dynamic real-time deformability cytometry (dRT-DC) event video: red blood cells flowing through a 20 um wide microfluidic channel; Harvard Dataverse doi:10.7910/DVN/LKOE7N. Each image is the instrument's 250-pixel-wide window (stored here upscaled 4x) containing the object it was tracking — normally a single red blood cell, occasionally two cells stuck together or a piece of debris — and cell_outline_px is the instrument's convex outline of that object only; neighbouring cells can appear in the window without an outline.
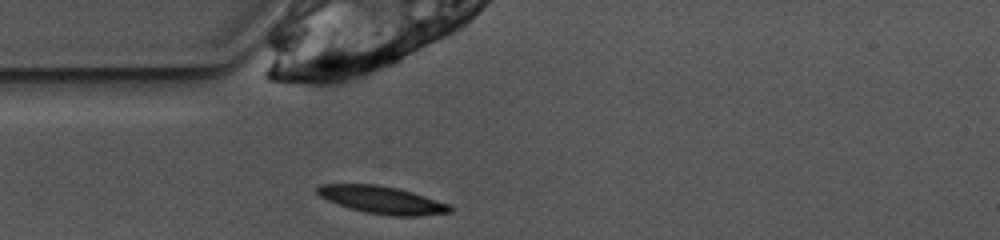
{"species": "common noctule bat (a hibernating species)", "species_latin": "Nyctalus noctula", "temperature_condition": "warm", "stored_images_in_passage": 8, "camera_frame_rate_fps": 3000, "um_per_image_px": 0.085, "animal": {"sex": "female", "body_mass_g": 10.0, "forearm_length_mm": 53.1}, "frame": {"image": 1, "passage_image": 1, "time_ms": 0.0, "image_size_px": [1000, 240], "cell_outline_px": [[452, 212], [416, 216], [392, 216], [364, 212], [328, 200], [320, 196], [316, 192], [316, 188], [320, 184], [376, 184], [396, 188], [412, 192], [452, 204]], "centroid_in_image_um": [32.52, 16.99], "position_along_channel_um": 52.5, "area_um2": 21.15}}
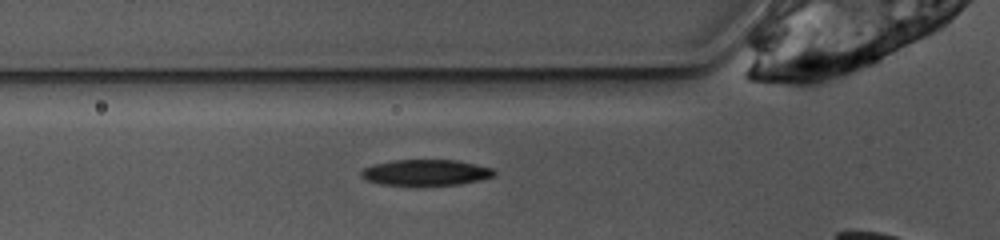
{"frame": {"image": 2, "passage_image": 4, "time_ms": 1.0, "image_size_px": [1000, 240], "cell_outline_px": [[496, 176], [480, 180], [460, 184], [380, 184], [364, 180], [360, 176], [360, 172], [364, 168], [372, 164], [392, 160], [456, 160], [496, 168]], "centroid_in_image_um": [36.21, 14.64], "position_along_channel_um": 89.6, "area_um2": 20.11}}
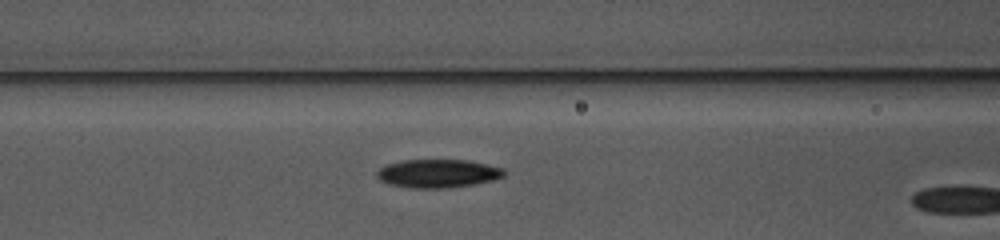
{"frame": {"image": 3, "passage_image": 7, "time_ms": 2.0, "image_size_px": [1000, 240], "cell_outline_px": [[504, 176], [492, 180], [472, 184], [444, 188], [412, 188], [388, 184], [380, 180], [376, 176], [376, 172], [384, 164], [404, 160], [468, 160], [504, 168]], "centroid_in_image_um": [37.17, 14.74], "position_along_channel_um": 129.4, "area_um2": 20.98}}